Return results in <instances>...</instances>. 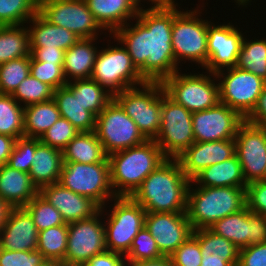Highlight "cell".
<instances>
[{"instance_id":"1","label":"cell","mask_w":266,"mask_h":266,"mask_svg":"<svg viewBox=\"0 0 266 266\" xmlns=\"http://www.w3.org/2000/svg\"><path fill=\"white\" fill-rule=\"evenodd\" d=\"M174 1L141 8L137 23L117 29L113 37L126 46L133 65L146 82H163L178 70L172 48V24L179 12ZM130 27V28H129Z\"/></svg>"},{"instance_id":"2","label":"cell","mask_w":266,"mask_h":266,"mask_svg":"<svg viewBox=\"0 0 266 266\" xmlns=\"http://www.w3.org/2000/svg\"><path fill=\"white\" fill-rule=\"evenodd\" d=\"M191 180L177 159L167 158L152 171L130 196L146 212H186Z\"/></svg>"},{"instance_id":"3","label":"cell","mask_w":266,"mask_h":266,"mask_svg":"<svg viewBox=\"0 0 266 266\" xmlns=\"http://www.w3.org/2000/svg\"><path fill=\"white\" fill-rule=\"evenodd\" d=\"M166 159L155 140H146L140 145L108 155L110 181L115 196H131Z\"/></svg>"},{"instance_id":"4","label":"cell","mask_w":266,"mask_h":266,"mask_svg":"<svg viewBox=\"0 0 266 266\" xmlns=\"http://www.w3.org/2000/svg\"><path fill=\"white\" fill-rule=\"evenodd\" d=\"M189 185L186 214L193 230L209 228L217 220L246 206V187H201Z\"/></svg>"},{"instance_id":"5","label":"cell","mask_w":266,"mask_h":266,"mask_svg":"<svg viewBox=\"0 0 266 266\" xmlns=\"http://www.w3.org/2000/svg\"><path fill=\"white\" fill-rule=\"evenodd\" d=\"M142 88H129L114 94V99L136 123L147 140H154L161 127L162 82H146Z\"/></svg>"},{"instance_id":"6","label":"cell","mask_w":266,"mask_h":266,"mask_svg":"<svg viewBox=\"0 0 266 266\" xmlns=\"http://www.w3.org/2000/svg\"><path fill=\"white\" fill-rule=\"evenodd\" d=\"M58 183L74 193L91 198L101 209H104L107 198L112 201L116 197L111 186L109 162H63Z\"/></svg>"},{"instance_id":"7","label":"cell","mask_w":266,"mask_h":266,"mask_svg":"<svg viewBox=\"0 0 266 266\" xmlns=\"http://www.w3.org/2000/svg\"><path fill=\"white\" fill-rule=\"evenodd\" d=\"M192 113L163 90L161 127L154 139L166 158L176 159L194 142Z\"/></svg>"},{"instance_id":"8","label":"cell","mask_w":266,"mask_h":266,"mask_svg":"<svg viewBox=\"0 0 266 266\" xmlns=\"http://www.w3.org/2000/svg\"><path fill=\"white\" fill-rule=\"evenodd\" d=\"M199 13L197 9L179 11L174 16L171 43L177 65L182 58L202 67L208 62V21L199 19Z\"/></svg>"},{"instance_id":"9","label":"cell","mask_w":266,"mask_h":266,"mask_svg":"<svg viewBox=\"0 0 266 266\" xmlns=\"http://www.w3.org/2000/svg\"><path fill=\"white\" fill-rule=\"evenodd\" d=\"M105 226L106 250L125 255L145 226L146 211L130 196H116ZM107 226V227H106Z\"/></svg>"},{"instance_id":"10","label":"cell","mask_w":266,"mask_h":266,"mask_svg":"<svg viewBox=\"0 0 266 266\" xmlns=\"http://www.w3.org/2000/svg\"><path fill=\"white\" fill-rule=\"evenodd\" d=\"M94 132L107 155L140 145L147 140L115 99L96 117Z\"/></svg>"},{"instance_id":"11","label":"cell","mask_w":266,"mask_h":266,"mask_svg":"<svg viewBox=\"0 0 266 266\" xmlns=\"http://www.w3.org/2000/svg\"><path fill=\"white\" fill-rule=\"evenodd\" d=\"M91 79L114 95L117 92L143 85L142 78L125 47H108L99 50L95 59Z\"/></svg>"},{"instance_id":"12","label":"cell","mask_w":266,"mask_h":266,"mask_svg":"<svg viewBox=\"0 0 266 266\" xmlns=\"http://www.w3.org/2000/svg\"><path fill=\"white\" fill-rule=\"evenodd\" d=\"M209 75L180 74L176 71L162 84L165 93L176 103L184 106L191 113L216 106L219 100V85Z\"/></svg>"},{"instance_id":"13","label":"cell","mask_w":266,"mask_h":266,"mask_svg":"<svg viewBox=\"0 0 266 266\" xmlns=\"http://www.w3.org/2000/svg\"><path fill=\"white\" fill-rule=\"evenodd\" d=\"M226 70L227 75L223 73L224 69L212 74L214 78H220L219 100L245 118L253 110L266 81L236 66Z\"/></svg>"},{"instance_id":"14","label":"cell","mask_w":266,"mask_h":266,"mask_svg":"<svg viewBox=\"0 0 266 266\" xmlns=\"http://www.w3.org/2000/svg\"><path fill=\"white\" fill-rule=\"evenodd\" d=\"M38 12L48 22L66 28L80 39L96 38V31L103 29L85 0H38Z\"/></svg>"},{"instance_id":"15","label":"cell","mask_w":266,"mask_h":266,"mask_svg":"<svg viewBox=\"0 0 266 266\" xmlns=\"http://www.w3.org/2000/svg\"><path fill=\"white\" fill-rule=\"evenodd\" d=\"M101 209L91 218L68 223L64 265L83 266L93 256L106 251L105 224L100 222Z\"/></svg>"},{"instance_id":"16","label":"cell","mask_w":266,"mask_h":266,"mask_svg":"<svg viewBox=\"0 0 266 266\" xmlns=\"http://www.w3.org/2000/svg\"><path fill=\"white\" fill-rule=\"evenodd\" d=\"M234 139L246 183L266 180V127L244 121Z\"/></svg>"},{"instance_id":"17","label":"cell","mask_w":266,"mask_h":266,"mask_svg":"<svg viewBox=\"0 0 266 266\" xmlns=\"http://www.w3.org/2000/svg\"><path fill=\"white\" fill-rule=\"evenodd\" d=\"M244 118L234 109L219 102L216 106L192 113L195 142L234 139Z\"/></svg>"},{"instance_id":"18","label":"cell","mask_w":266,"mask_h":266,"mask_svg":"<svg viewBox=\"0 0 266 266\" xmlns=\"http://www.w3.org/2000/svg\"><path fill=\"white\" fill-rule=\"evenodd\" d=\"M209 229L239 249L266 242V217L252 213L247 206L217 220Z\"/></svg>"},{"instance_id":"19","label":"cell","mask_w":266,"mask_h":266,"mask_svg":"<svg viewBox=\"0 0 266 266\" xmlns=\"http://www.w3.org/2000/svg\"><path fill=\"white\" fill-rule=\"evenodd\" d=\"M145 227L164 256L171 255L193 233L186 212H146Z\"/></svg>"},{"instance_id":"20","label":"cell","mask_w":266,"mask_h":266,"mask_svg":"<svg viewBox=\"0 0 266 266\" xmlns=\"http://www.w3.org/2000/svg\"><path fill=\"white\" fill-rule=\"evenodd\" d=\"M208 22V62L206 71L216 73L219 70L236 66L243 41V34L233 25H213ZM225 67V68H224Z\"/></svg>"},{"instance_id":"21","label":"cell","mask_w":266,"mask_h":266,"mask_svg":"<svg viewBox=\"0 0 266 266\" xmlns=\"http://www.w3.org/2000/svg\"><path fill=\"white\" fill-rule=\"evenodd\" d=\"M235 155V139L194 142L176 159L185 175L192 180L204 168Z\"/></svg>"},{"instance_id":"22","label":"cell","mask_w":266,"mask_h":266,"mask_svg":"<svg viewBox=\"0 0 266 266\" xmlns=\"http://www.w3.org/2000/svg\"><path fill=\"white\" fill-rule=\"evenodd\" d=\"M39 194L61 213L67 224L91 218L101 210L91 198L74 193L58 182L42 187Z\"/></svg>"},{"instance_id":"23","label":"cell","mask_w":266,"mask_h":266,"mask_svg":"<svg viewBox=\"0 0 266 266\" xmlns=\"http://www.w3.org/2000/svg\"><path fill=\"white\" fill-rule=\"evenodd\" d=\"M38 230L23 208H12L0 231V248L10 251L37 250Z\"/></svg>"},{"instance_id":"24","label":"cell","mask_w":266,"mask_h":266,"mask_svg":"<svg viewBox=\"0 0 266 266\" xmlns=\"http://www.w3.org/2000/svg\"><path fill=\"white\" fill-rule=\"evenodd\" d=\"M99 25L110 34L136 18L140 11L138 0H85Z\"/></svg>"},{"instance_id":"25","label":"cell","mask_w":266,"mask_h":266,"mask_svg":"<svg viewBox=\"0 0 266 266\" xmlns=\"http://www.w3.org/2000/svg\"><path fill=\"white\" fill-rule=\"evenodd\" d=\"M38 193L29 173L0 166V198L12 208L26 206Z\"/></svg>"},{"instance_id":"26","label":"cell","mask_w":266,"mask_h":266,"mask_svg":"<svg viewBox=\"0 0 266 266\" xmlns=\"http://www.w3.org/2000/svg\"><path fill=\"white\" fill-rule=\"evenodd\" d=\"M62 165V151L43 144L39 138H36V151L29 175L38 190L59 182Z\"/></svg>"},{"instance_id":"27","label":"cell","mask_w":266,"mask_h":266,"mask_svg":"<svg viewBox=\"0 0 266 266\" xmlns=\"http://www.w3.org/2000/svg\"><path fill=\"white\" fill-rule=\"evenodd\" d=\"M30 47L70 49L80 38L73 32L48 22L39 12L29 20Z\"/></svg>"},{"instance_id":"28","label":"cell","mask_w":266,"mask_h":266,"mask_svg":"<svg viewBox=\"0 0 266 266\" xmlns=\"http://www.w3.org/2000/svg\"><path fill=\"white\" fill-rule=\"evenodd\" d=\"M201 187H247L237 155L199 172L192 180Z\"/></svg>"},{"instance_id":"29","label":"cell","mask_w":266,"mask_h":266,"mask_svg":"<svg viewBox=\"0 0 266 266\" xmlns=\"http://www.w3.org/2000/svg\"><path fill=\"white\" fill-rule=\"evenodd\" d=\"M94 40L96 38L80 39L64 52L63 70L67 83L71 78L73 81L91 78L98 53L92 44Z\"/></svg>"},{"instance_id":"30","label":"cell","mask_w":266,"mask_h":266,"mask_svg":"<svg viewBox=\"0 0 266 266\" xmlns=\"http://www.w3.org/2000/svg\"><path fill=\"white\" fill-rule=\"evenodd\" d=\"M53 100L61 117L67 119L78 131L95 130L96 116L85 109L78 97H75L66 86L54 90Z\"/></svg>"},{"instance_id":"31","label":"cell","mask_w":266,"mask_h":266,"mask_svg":"<svg viewBox=\"0 0 266 266\" xmlns=\"http://www.w3.org/2000/svg\"><path fill=\"white\" fill-rule=\"evenodd\" d=\"M62 156L63 162H109L108 155L94 131L80 132L62 150Z\"/></svg>"},{"instance_id":"32","label":"cell","mask_w":266,"mask_h":266,"mask_svg":"<svg viewBox=\"0 0 266 266\" xmlns=\"http://www.w3.org/2000/svg\"><path fill=\"white\" fill-rule=\"evenodd\" d=\"M192 235L199 242L202 260L228 261L232 266L238 265L239 248L231 241L209 228L193 230Z\"/></svg>"},{"instance_id":"33","label":"cell","mask_w":266,"mask_h":266,"mask_svg":"<svg viewBox=\"0 0 266 266\" xmlns=\"http://www.w3.org/2000/svg\"><path fill=\"white\" fill-rule=\"evenodd\" d=\"M60 117L53 99L24 107V137L40 139Z\"/></svg>"},{"instance_id":"34","label":"cell","mask_w":266,"mask_h":266,"mask_svg":"<svg viewBox=\"0 0 266 266\" xmlns=\"http://www.w3.org/2000/svg\"><path fill=\"white\" fill-rule=\"evenodd\" d=\"M69 80L65 85L85 109L96 117L114 99V95L93 79ZM106 89V90H105Z\"/></svg>"},{"instance_id":"35","label":"cell","mask_w":266,"mask_h":266,"mask_svg":"<svg viewBox=\"0 0 266 266\" xmlns=\"http://www.w3.org/2000/svg\"><path fill=\"white\" fill-rule=\"evenodd\" d=\"M0 26V65L13 59L30 56L28 27Z\"/></svg>"},{"instance_id":"36","label":"cell","mask_w":266,"mask_h":266,"mask_svg":"<svg viewBox=\"0 0 266 266\" xmlns=\"http://www.w3.org/2000/svg\"><path fill=\"white\" fill-rule=\"evenodd\" d=\"M68 239V224L50 227L38 232L37 250L45 260L63 262Z\"/></svg>"},{"instance_id":"37","label":"cell","mask_w":266,"mask_h":266,"mask_svg":"<svg viewBox=\"0 0 266 266\" xmlns=\"http://www.w3.org/2000/svg\"><path fill=\"white\" fill-rule=\"evenodd\" d=\"M236 67L266 81V39L249 42L243 38Z\"/></svg>"},{"instance_id":"38","label":"cell","mask_w":266,"mask_h":266,"mask_svg":"<svg viewBox=\"0 0 266 266\" xmlns=\"http://www.w3.org/2000/svg\"><path fill=\"white\" fill-rule=\"evenodd\" d=\"M12 95L0 94V134L24 137V107Z\"/></svg>"},{"instance_id":"39","label":"cell","mask_w":266,"mask_h":266,"mask_svg":"<svg viewBox=\"0 0 266 266\" xmlns=\"http://www.w3.org/2000/svg\"><path fill=\"white\" fill-rule=\"evenodd\" d=\"M37 12L38 0H0V26H23Z\"/></svg>"},{"instance_id":"40","label":"cell","mask_w":266,"mask_h":266,"mask_svg":"<svg viewBox=\"0 0 266 266\" xmlns=\"http://www.w3.org/2000/svg\"><path fill=\"white\" fill-rule=\"evenodd\" d=\"M23 208L31 215L38 232L67 224L61 213L39 193Z\"/></svg>"},{"instance_id":"41","label":"cell","mask_w":266,"mask_h":266,"mask_svg":"<svg viewBox=\"0 0 266 266\" xmlns=\"http://www.w3.org/2000/svg\"><path fill=\"white\" fill-rule=\"evenodd\" d=\"M30 74V56L13 59L0 65V94L12 95Z\"/></svg>"},{"instance_id":"42","label":"cell","mask_w":266,"mask_h":266,"mask_svg":"<svg viewBox=\"0 0 266 266\" xmlns=\"http://www.w3.org/2000/svg\"><path fill=\"white\" fill-rule=\"evenodd\" d=\"M54 89L29 74L17 87L12 97L25 104L24 107L53 99Z\"/></svg>"},{"instance_id":"43","label":"cell","mask_w":266,"mask_h":266,"mask_svg":"<svg viewBox=\"0 0 266 266\" xmlns=\"http://www.w3.org/2000/svg\"><path fill=\"white\" fill-rule=\"evenodd\" d=\"M125 260L129 263L140 262L145 260H154L163 257L160 252L155 238L144 226L132 241L130 250L124 255Z\"/></svg>"},{"instance_id":"44","label":"cell","mask_w":266,"mask_h":266,"mask_svg":"<svg viewBox=\"0 0 266 266\" xmlns=\"http://www.w3.org/2000/svg\"><path fill=\"white\" fill-rule=\"evenodd\" d=\"M30 74L54 90L67 84L63 64L45 63L34 60L30 55Z\"/></svg>"},{"instance_id":"45","label":"cell","mask_w":266,"mask_h":266,"mask_svg":"<svg viewBox=\"0 0 266 266\" xmlns=\"http://www.w3.org/2000/svg\"><path fill=\"white\" fill-rule=\"evenodd\" d=\"M36 151V138L21 137L14 144L7 165L19 171L29 173Z\"/></svg>"},{"instance_id":"46","label":"cell","mask_w":266,"mask_h":266,"mask_svg":"<svg viewBox=\"0 0 266 266\" xmlns=\"http://www.w3.org/2000/svg\"><path fill=\"white\" fill-rule=\"evenodd\" d=\"M78 131L67 119L60 117L40 138L43 144L60 149L76 137Z\"/></svg>"},{"instance_id":"47","label":"cell","mask_w":266,"mask_h":266,"mask_svg":"<svg viewBox=\"0 0 266 266\" xmlns=\"http://www.w3.org/2000/svg\"><path fill=\"white\" fill-rule=\"evenodd\" d=\"M201 255L199 242L191 235L169 257L173 266H200Z\"/></svg>"},{"instance_id":"48","label":"cell","mask_w":266,"mask_h":266,"mask_svg":"<svg viewBox=\"0 0 266 266\" xmlns=\"http://www.w3.org/2000/svg\"><path fill=\"white\" fill-rule=\"evenodd\" d=\"M38 251H10L0 248V266H38L44 261Z\"/></svg>"},{"instance_id":"49","label":"cell","mask_w":266,"mask_h":266,"mask_svg":"<svg viewBox=\"0 0 266 266\" xmlns=\"http://www.w3.org/2000/svg\"><path fill=\"white\" fill-rule=\"evenodd\" d=\"M246 206L252 213L266 217V180L247 184Z\"/></svg>"},{"instance_id":"50","label":"cell","mask_w":266,"mask_h":266,"mask_svg":"<svg viewBox=\"0 0 266 266\" xmlns=\"http://www.w3.org/2000/svg\"><path fill=\"white\" fill-rule=\"evenodd\" d=\"M237 266H266V242L239 249Z\"/></svg>"},{"instance_id":"51","label":"cell","mask_w":266,"mask_h":266,"mask_svg":"<svg viewBox=\"0 0 266 266\" xmlns=\"http://www.w3.org/2000/svg\"><path fill=\"white\" fill-rule=\"evenodd\" d=\"M64 52L60 48L30 47L31 57L45 63L64 64Z\"/></svg>"},{"instance_id":"52","label":"cell","mask_w":266,"mask_h":266,"mask_svg":"<svg viewBox=\"0 0 266 266\" xmlns=\"http://www.w3.org/2000/svg\"><path fill=\"white\" fill-rule=\"evenodd\" d=\"M249 124L266 127V86L263 88L253 110L244 118Z\"/></svg>"},{"instance_id":"53","label":"cell","mask_w":266,"mask_h":266,"mask_svg":"<svg viewBox=\"0 0 266 266\" xmlns=\"http://www.w3.org/2000/svg\"><path fill=\"white\" fill-rule=\"evenodd\" d=\"M124 255L105 251L102 254L93 256L89 261H87L83 266H121L125 261Z\"/></svg>"},{"instance_id":"54","label":"cell","mask_w":266,"mask_h":266,"mask_svg":"<svg viewBox=\"0 0 266 266\" xmlns=\"http://www.w3.org/2000/svg\"><path fill=\"white\" fill-rule=\"evenodd\" d=\"M15 142V138L0 134V166L7 164Z\"/></svg>"},{"instance_id":"55","label":"cell","mask_w":266,"mask_h":266,"mask_svg":"<svg viewBox=\"0 0 266 266\" xmlns=\"http://www.w3.org/2000/svg\"><path fill=\"white\" fill-rule=\"evenodd\" d=\"M134 266H173L169 256L132 263Z\"/></svg>"},{"instance_id":"56","label":"cell","mask_w":266,"mask_h":266,"mask_svg":"<svg viewBox=\"0 0 266 266\" xmlns=\"http://www.w3.org/2000/svg\"><path fill=\"white\" fill-rule=\"evenodd\" d=\"M11 209L12 207L0 198V231L4 227V224Z\"/></svg>"},{"instance_id":"57","label":"cell","mask_w":266,"mask_h":266,"mask_svg":"<svg viewBox=\"0 0 266 266\" xmlns=\"http://www.w3.org/2000/svg\"><path fill=\"white\" fill-rule=\"evenodd\" d=\"M200 266H232L228 261L202 260Z\"/></svg>"},{"instance_id":"58","label":"cell","mask_w":266,"mask_h":266,"mask_svg":"<svg viewBox=\"0 0 266 266\" xmlns=\"http://www.w3.org/2000/svg\"><path fill=\"white\" fill-rule=\"evenodd\" d=\"M64 264L60 261L55 260H44L40 265L38 266H63Z\"/></svg>"},{"instance_id":"59","label":"cell","mask_w":266,"mask_h":266,"mask_svg":"<svg viewBox=\"0 0 266 266\" xmlns=\"http://www.w3.org/2000/svg\"><path fill=\"white\" fill-rule=\"evenodd\" d=\"M138 1L141 2V0H138ZM149 1H151L152 5L154 6H162V5H167V4L172 3L174 0H149Z\"/></svg>"},{"instance_id":"60","label":"cell","mask_w":266,"mask_h":266,"mask_svg":"<svg viewBox=\"0 0 266 266\" xmlns=\"http://www.w3.org/2000/svg\"><path fill=\"white\" fill-rule=\"evenodd\" d=\"M250 2V0H237L238 5H247Z\"/></svg>"},{"instance_id":"61","label":"cell","mask_w":266,"mask_h":266,"mask_svg":"<svg viewBox=\"0 0 266 266\" xmlns=\"http://www.w3.org/2000/svg\"><path fill=\"white\" fill-rule=\"evenodd\" d=\"M127 261L125 260L123 263H122V265L121 266H134L132 263H126ZM127 264V265H126Z\"/></svg>"}]
</instances>
